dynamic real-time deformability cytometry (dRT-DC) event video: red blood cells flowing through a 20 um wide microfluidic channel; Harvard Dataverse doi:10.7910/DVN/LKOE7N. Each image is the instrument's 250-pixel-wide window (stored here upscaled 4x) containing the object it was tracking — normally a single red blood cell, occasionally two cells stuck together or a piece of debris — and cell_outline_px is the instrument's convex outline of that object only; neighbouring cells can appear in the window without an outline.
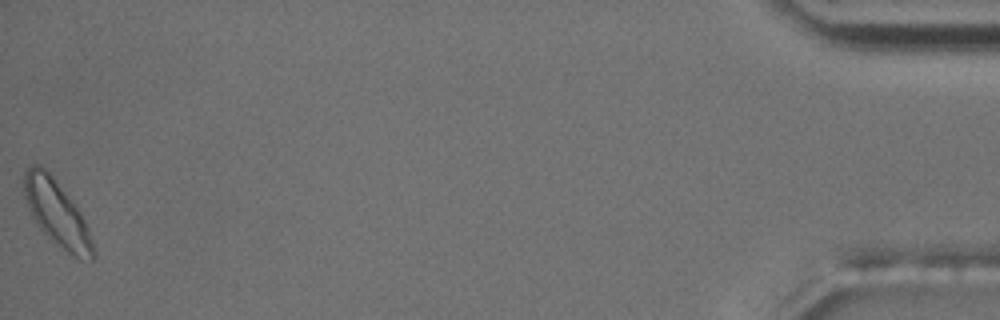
{"species": "common noctule bat (a hibernating species)", "species_latin": "Nyctalus noctula", "temperature_condition": "room temperature", "stored_images_in_passage": 45, "camera_frame_rate_fps": 3000, "um_per_image_px": 0.085, "animal": {"sex": "male", "body_mass_g": 17.5, "forearm_length_mm": 52.3}, "frame": {"image": 1, "passage_image": 45, "time_ms": 14.667, "image_size_px": [1000, 320], "cell_outline_px": [[96, 256], [92, 260], [80, 260], [72, 256], [52, 240], [40, 228], [32, 216], [24, 196], [24, 172], [32, 164], [40, 164], [48, 172], [76, 204], [88, 228]], "centroid_in_image_um": [4.85, 18.14], "position_along_channel_um": 430.4, "area_um2": 26.13}, "authors_computed_cell_mechanics": {"area_um2": 18.785, "velocity_mm_per_s": 3.628, "shape_relaxation_time_tau1_ms": 7.5635, "shape_relaxation_time_tau2_ms": 3.9875, "deformation_change_tau1": 0.1793, "deformation_change_tau2": 0.0888}}